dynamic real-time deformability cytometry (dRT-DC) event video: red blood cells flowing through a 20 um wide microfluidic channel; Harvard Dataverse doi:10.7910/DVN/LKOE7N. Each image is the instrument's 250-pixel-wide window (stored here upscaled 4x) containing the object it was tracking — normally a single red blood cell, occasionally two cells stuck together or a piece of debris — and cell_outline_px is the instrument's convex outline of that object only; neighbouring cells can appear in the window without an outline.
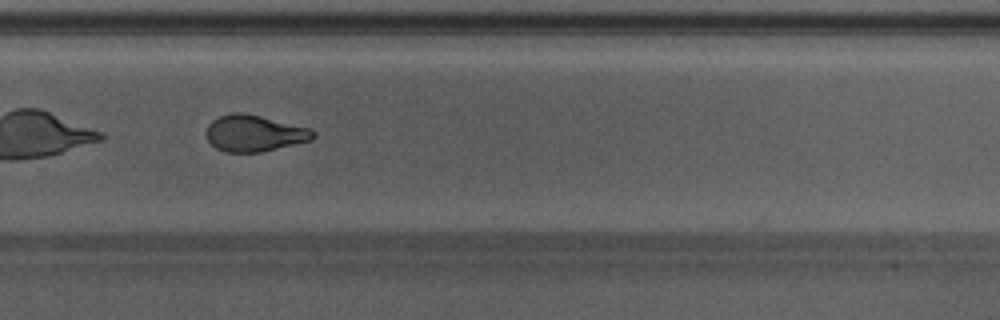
{"species": "Egyptian fruit bat (a non-hibernating species)", "species_latin": "Rousettus aegyptiacus", "temperature_condition": "warm", "stored_images_in_passage": 40, "camera_frame_rate_fps": 3000, "um_per_image_px": 0.085, "animal": {"sex": "male"}, "frame": {"image": 1, "passage_image": 24, "time_ms": 7.667, "image_size_px": [1000, 320], "cell_outline_px": [[316, 136], [312, 140], [260, 152], [224, 152], [216, 148], [208, 140], [208, 124], [212, 120], [220, 116], [232, 112], [240, 112], [260, 116], [308, 128], [316, 132]], "centroid_in_image_um": [21.62, 11.33], "position_along_channel_um": 308.2, "area_um2": 22.37}}